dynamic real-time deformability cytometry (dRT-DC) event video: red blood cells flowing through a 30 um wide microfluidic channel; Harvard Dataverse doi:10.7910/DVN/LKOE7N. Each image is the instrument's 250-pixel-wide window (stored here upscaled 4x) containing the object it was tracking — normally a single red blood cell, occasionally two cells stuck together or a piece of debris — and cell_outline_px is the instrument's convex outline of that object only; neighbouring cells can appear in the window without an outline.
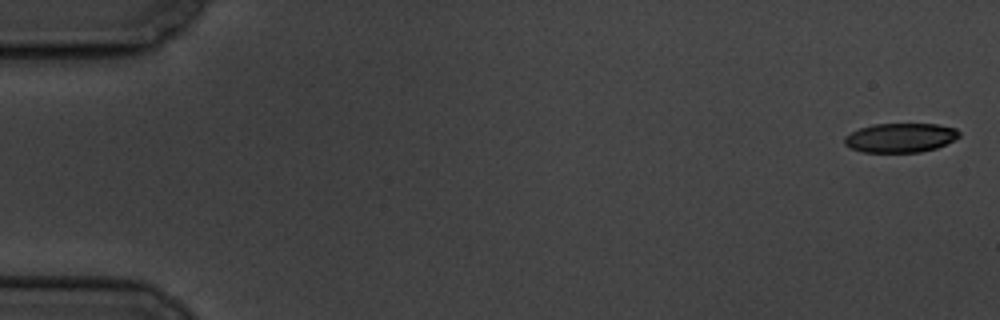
{"species": "common noctule bat (a hibernating species)", "species_latin": "Nyctalus noctula", "temperature_condition": "cold", "stored_images_in_passage": 6, "camera_frame_rate_fps": 3000, "um_per_image_px": 0.085, "animal": {"sex": "male", "body_mass_g": 19.5, "forearm_length_mm": 54.6}, "frame": {"image": 1, "passage_image": 1, "time_ms": 0.0, "image_size_px": [1000, 320], "cell_outline_px": [[960, 136], [936, 148], [920, 152], [864, 152], [852, 148], [844, 144], [844, 136], [860, 128], [872, 124], [936, 124], [956, 128], [960, 132]], "centroid_in_image_um": [76.53, 11.7], "position_along_channel_um": 8.5, "area_um2": 19.42}}
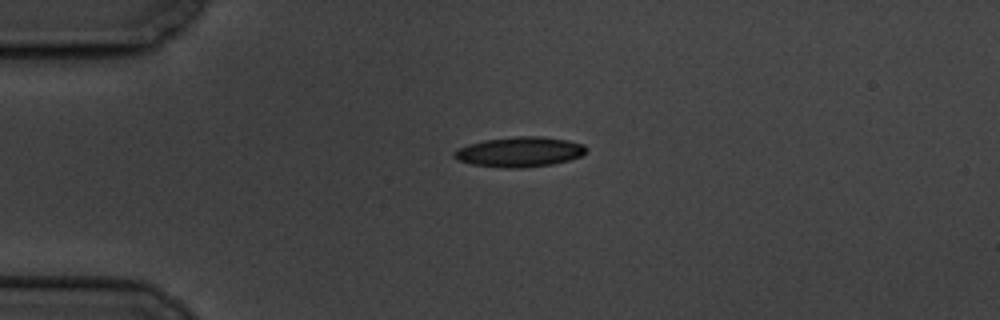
{"frame": {"image": 2, "passage_image": 4, "time_ms": 4.333, "image_size_px": [1000, 320], "cell_outline_px": [[588, 148], [580, 156], [568, 160], [552, 164], [524, 168], [508, 168], [472, 164], [456, 160], [452, 156], [452, 152], [468, 144], [484, 140], [516, 136], [540, 136], [568, 140], [584, 144]], "centroid_in_image_um": [44.15, 12.91], "position_along_channel_um": 40.9, "area_um2": 23.12}}
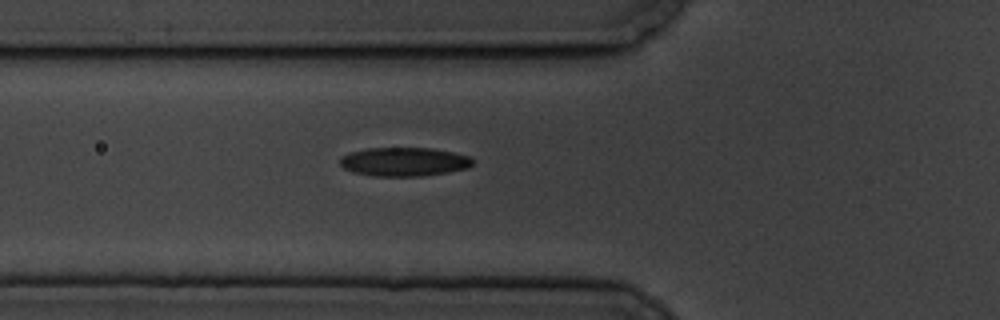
{"frame": {"image": 3, "passage_image": 6, "time_ms": 6.667, "image_size_px": [1000, 320], "cell_outline_px": [[472, 164], [468, 168], [448, 172], [420, 176], [376, 176], [352, 172], [344, 168], [340, 164], [340, 160], [344, 156], [352, 152], [368, 148], [432, 148], [472, 156]], "centroid_in_image_um": [34.38, 13.75], "position_along_channel_um": 91.4, "area_um2": 22.14}}